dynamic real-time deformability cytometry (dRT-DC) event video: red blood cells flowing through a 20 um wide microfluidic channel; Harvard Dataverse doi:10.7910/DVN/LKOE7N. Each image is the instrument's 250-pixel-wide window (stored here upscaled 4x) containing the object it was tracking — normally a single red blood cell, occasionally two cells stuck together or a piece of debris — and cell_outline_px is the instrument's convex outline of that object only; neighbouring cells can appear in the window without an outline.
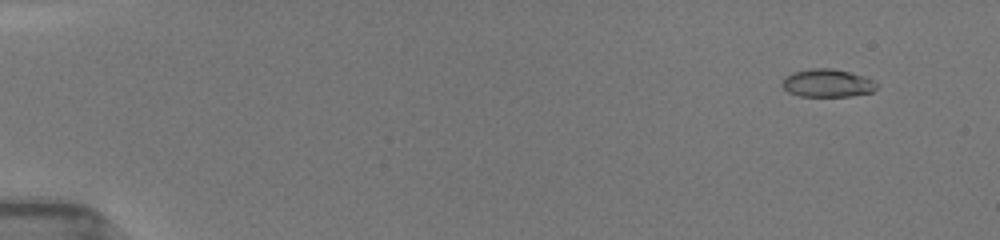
{"species": "common noctule bat (a hibernating species)", "species_latin": "Nyctalus noctula", "temperature_condition": "room temperature", "stored_images_in_passage": 53, "camera_frame_rate_fps": 3000, "um_per_image_px": 0.085, "animal": {"sex": "female", "body_mass_g": 19.5, "forearm_length_mm": 54.1}, "frame": {"image": 1, "passage_image": 5, "time_ms": 1.333, "image_size_px": [1000, 240], "cell_outline_px": [[880, 84], [872, 92], [852, 96], [800, 96], [788, 92], [780, 84], [784, 76], [792, 72], [812, 68], [832, 68], [864, 76]], "centroid_in_image_um": [70.31, 7.06], "position_along_channel_um": 14.7, "area_um2": 15.55}}
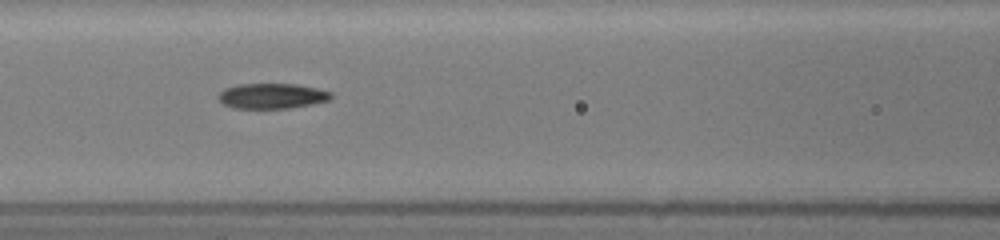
{"frame": {"image": 2, "passage_image": 25, "time_ms": 8.0, "image_size_px": [1000, 240], "cell_outline_px": [[332, 100], [312, 104], [288, 108], [232, 108], [224, 104], [216, 96], [224, 88], [236, 84], [296, 84], [316, 88], [332, 92]], "centroid_in_image_um": [23.11, 8.15], "position_along_channel_um": 143.5, "area_um2": 16.7}}
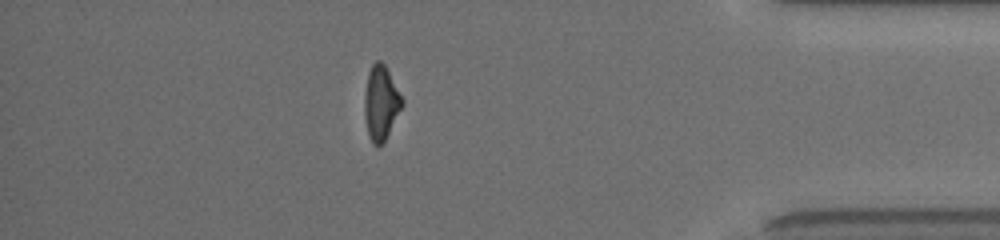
{"frame": {"image": 3, "passage_image": 47, "time_ms": 15.333, "image_size_px": [1000, 240], "cell_outline_px": [[404, 104], [384, 140], [380, 144], [372, 144], [368, 136], [364, 116], [364, 96], [368, 72], [372, 64], [376, 60], [380, 60], [384, 64], [404, 100]], "centroid_in_image_um": [32.36, 8.72], "position_along_channel_um": 402.8, "area_um2": 16.18}, "authors_computed_cell_mechanics": {"area_um2": 16.2418, "velocity_mm_per_s": 3.9899, "shape_relaxation_time_tau1_ms": 8.1353, "shape_relaxation_time_tau2_ms": 4.0215, "deformation_change_tau1": 0.2415, "deformation_change_tau2": 0.0867}}